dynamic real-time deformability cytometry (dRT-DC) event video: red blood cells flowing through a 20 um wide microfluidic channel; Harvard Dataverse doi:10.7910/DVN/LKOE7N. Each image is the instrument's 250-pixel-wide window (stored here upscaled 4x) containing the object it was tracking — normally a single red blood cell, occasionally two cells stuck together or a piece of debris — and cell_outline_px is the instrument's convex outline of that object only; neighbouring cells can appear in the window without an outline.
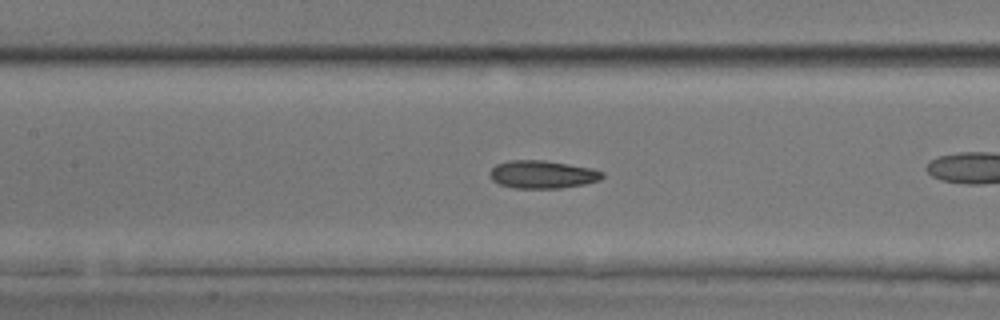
{"species": "common noctule bat (a hibernating species)", "species_latin": "Nyctalus noctula", "temperature_condition": "room temperature", "stored_images_in_passage": 40, "camera_frame_rate_fps": 3000, "um_per_image_px": 0.085, "animal": {"sex": "male", "body_mass_g": 17.9, "forearm_length_mm": 54.2}, "frame": {"image": 1, "passage_image": 23, "time_ms": 7.333, "image_size_px": [1000, 320], "cell_outline_px": [[604, 176], [600, 180], [584, 184], [560, 188], [512, 188], [500, 184], [492, 180], [488, 172], [496, 164], [508, 160], [544, 160], [592, 168], [604, 172]], "centroid_in_image_um": [46.09, 14.82], "position_along_channel_um": 161.3, "area_um2": 18.38}}
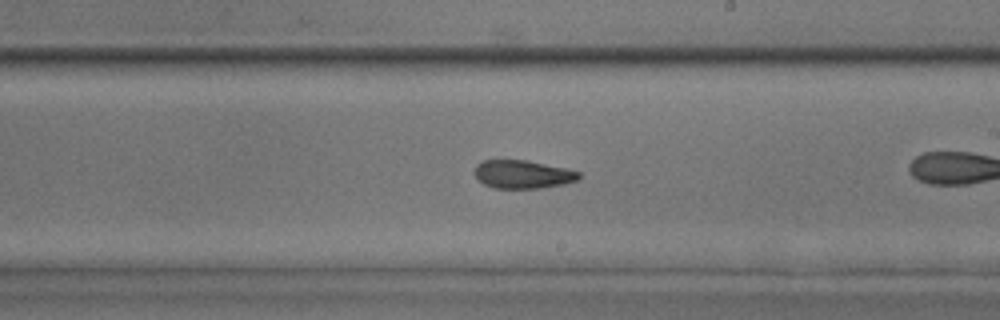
{"frame": {"image": 2, "passage_image": 29, "time_ms": 9.333, "image_size_px": [1000, 320], "cell_outline_px": [[580, 180], [564, 184], [544, 188], [492, 188], [484, 184], [472, 172], [476, 164], [484, 160], [528, 160], [568, 168], [580, 172]], "centroid_in_image_um": [44.46, 14.81], "position_along_channel_um": 244.5, "area_um2": 17.51}}